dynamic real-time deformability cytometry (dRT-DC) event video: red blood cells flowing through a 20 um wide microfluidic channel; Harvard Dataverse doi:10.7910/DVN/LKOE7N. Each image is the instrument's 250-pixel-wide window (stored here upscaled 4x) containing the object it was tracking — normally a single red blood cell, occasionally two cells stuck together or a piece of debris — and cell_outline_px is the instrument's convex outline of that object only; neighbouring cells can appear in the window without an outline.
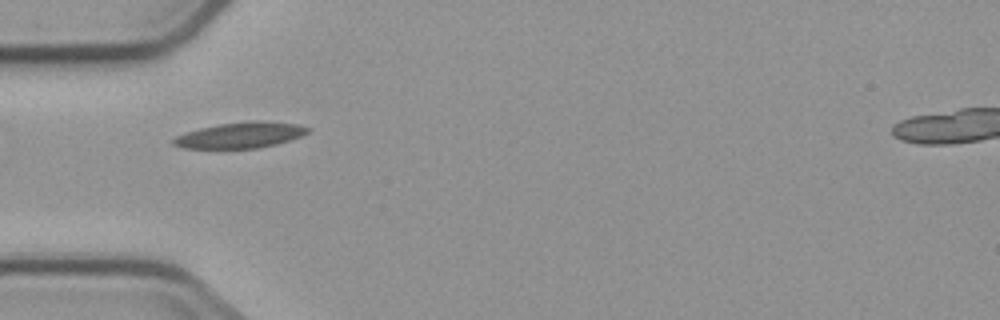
{"species": "common noctule bat (a hibernating species)", "species_latin": "Nyctalus noctula", "temperature_condition": "cold", "stored_images_in_passage": 1, "camera_frame_rate_fps": 3000, "um_per_image_px": 0.085, "animal": {"sex": "male", "body_mass_g": 23.1, "forearm_length_mm": 52.7}, "frame": {"image": 1, "passage_image": 1, "time_ms": 0.0, "image_size_px": [1000, 320], "cell_outline_px": [[312, 128], [308, 132], [300, 136], [276, 144], [256, 148], [184, 148], [172, 144], [172, 140], [176, 136], [184, 132], [200, 128], [220, 124], [256, 120], [300, 124]], "centroid_in_image_um": [20.44, 11.48], "position_along_channel_um": 64.6, "area_um2": 20.11}}